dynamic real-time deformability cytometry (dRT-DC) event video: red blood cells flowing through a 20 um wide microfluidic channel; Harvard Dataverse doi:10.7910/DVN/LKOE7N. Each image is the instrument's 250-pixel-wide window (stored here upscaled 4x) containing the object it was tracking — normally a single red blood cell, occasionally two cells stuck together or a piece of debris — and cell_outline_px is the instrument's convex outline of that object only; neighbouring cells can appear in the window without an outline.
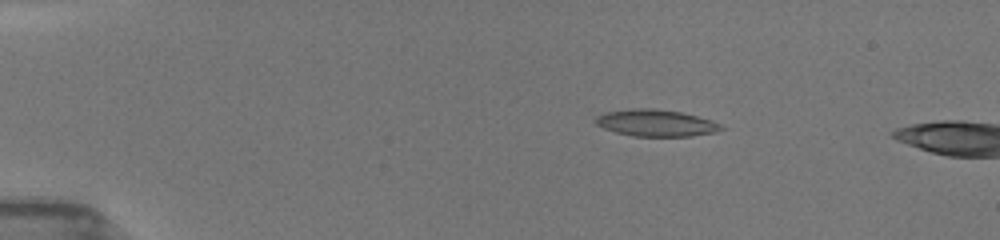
{"species": "common noctule bat (a hibernating species)", "species_latin": "Nyctalus noctula", "temperature_condition": "room temperature", "stored_images_in_passage": 9, "camera_frame_rate_fps": 3000, "um_per_image_px": 0.085, "animal": {"sex": "female", "body_mass_g": 19.5, "forearm_length_mm": 54.1}, "frame": {"image": 1, "passage_image": 4, "time_ms": 2.333, "image_size_px": [1000, 240], "cell_outline_px": [[724, 128], [716, 132], [692, 136], [632, 136], [616, 132], [604, 128], [596, 124], [596, 116], [604, 112], [632, 108], [656, 108], [680, 112], [712, 120], [720, 124]], "centroid_in_image_um": [55.75, 10.45], "position_along_channel_um": 29.3, "area_um2": 19.59}}
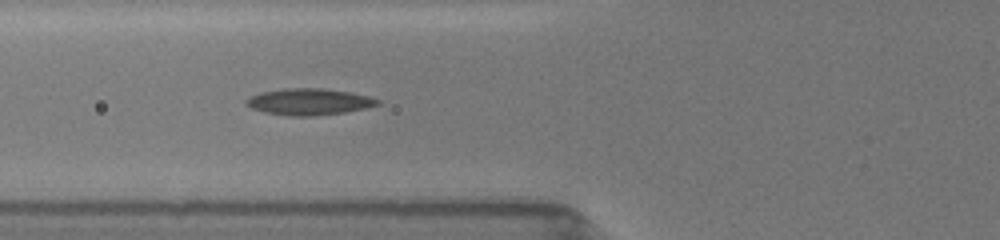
{"frame": {"image": 2, "passage_image": 9, "time_ms": 6.0, "image_size_px": [1000, 240], "cell_outline_px": [[380, 104], [364, 108], [344, 112], [312, 116], [288, 116], [264, 112], [252, 108], [244, 104], [244, 100], [260, 92], [284, 88], [324, 88], [348, 92], [368, 96], [380, 100]], "centroid_in_image_um": [26.22, 8.65], "position_along_channel_um": 99.6, "area_um2": 20.23}}